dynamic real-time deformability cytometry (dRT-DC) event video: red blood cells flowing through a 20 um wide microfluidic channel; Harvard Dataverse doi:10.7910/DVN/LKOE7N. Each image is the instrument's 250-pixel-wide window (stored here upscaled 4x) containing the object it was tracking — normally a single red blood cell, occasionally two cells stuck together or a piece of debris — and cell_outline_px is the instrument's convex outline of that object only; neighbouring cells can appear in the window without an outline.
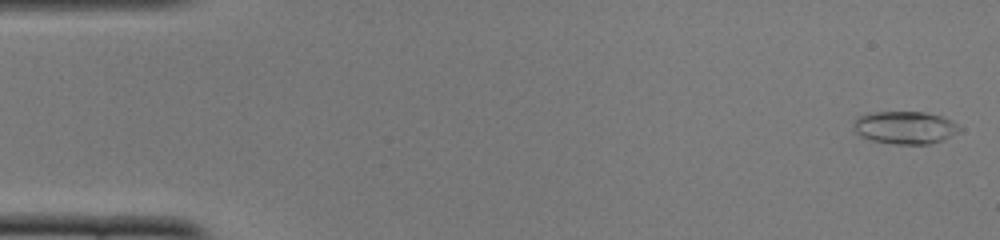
{"species": "common noctule bat (a hibernating species)", "species_latin": "Nyctalus noctula", "temperature_condition": "cold", "stored_images_in_passage": 51, "camera_frame_rate_fps": 3000, "um_per_image_px": 0.085, "animal": {"sex": "female", "body_mass_g": 22.0, "forearm_length_mm": 56.7}, "frame": {"image": 1, "passage_image": 1, "time_ms": 0.0, "image_size_px": [1000, 240], "cell_outline_px": [[960, 128], [956, 132], [944, 140], [932, 144], [896, 144], [872, 140], [860, 136], [856, 132], [852, 124], [856, 116], [872, 112], [924, 112], [940, 116], [952, 120]], "centroid_in_image_um": [76.88, 10.84], "position_along_channel_um": 8.1, "area_um2": 20.17}}
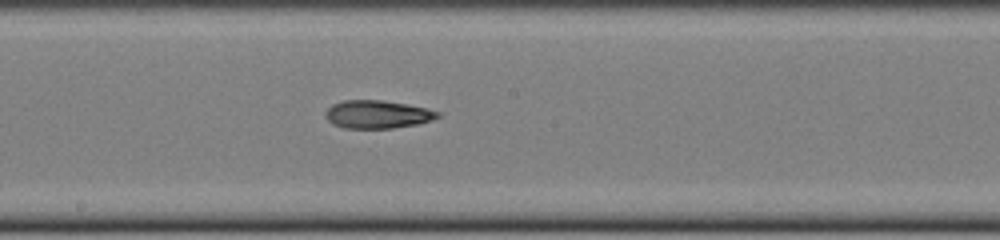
{"frame": {"image": 2, "passage_image": 27, "time_ms": 8.667, "image_size_px": [1000, 240], "cell_outline_px": [[440, 116], [432, 120], [420, 124], [392, 128], [344, 128], [332, 124], [324, 116], [324, 112], [332, 104], [344, 100], [384, 100], [428, 108], [440, 112]], "centroid_in_image_um": [32.08, 9.72], "position_along_channel_um": 216.1, "area_um2": 18.55}}
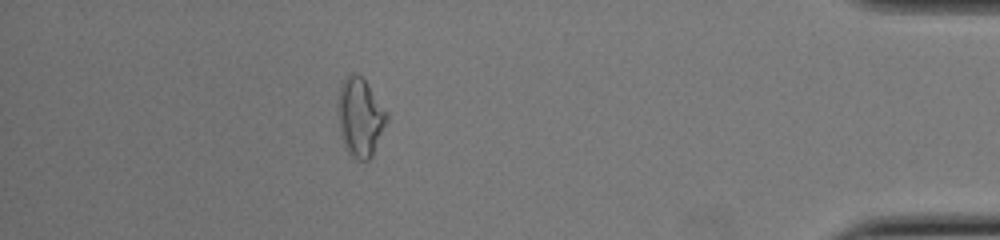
{"frame": {"image": 3, "passage_image": 45, "time_ms": 14.667, "image_size_px": [1000, 240], "cell_outline_px": [[388, 120], [372, 156], [368, 160], [356, 160], [348, 152], [340, 136], [336, 104], [336, 100], [340, 84], [344, 76], [348, 72], [356, 72], [364, 80], [388, 112]], "centroid_in_image_um": [30.57, 9.92], "position_along_channel_um": 404.6, "area_um2": 22.89}, "authors_computed_cell_mechanics": {"area_um2": 19.0162, "velocity_mm_per_s": 3.9174, "shape_relaxation_time_tau1_ms": 10.2906, "shape_relaxation_time_tau2_ms": 2.6863, "deformation_change_tau1": 0.2848, "deformation_change_tau2": 0.0914}}